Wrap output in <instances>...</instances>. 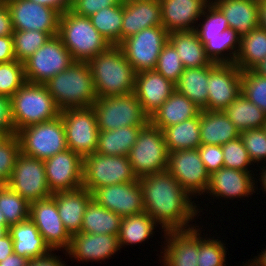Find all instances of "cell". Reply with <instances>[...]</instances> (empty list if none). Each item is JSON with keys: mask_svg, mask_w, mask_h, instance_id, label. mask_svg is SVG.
Returning <instances> with one entry per match:
<instances>
[{"mask_svg": "<svg viewBox=\"0 0 266 266\" xmlns=\"http://www.w3.org/2000/svg\"><path fill=\"white\" fill-rule=\"evenodd\" d=\"M51 197L56 201L61 221L70 236L81 232L83 215L92 193L82 186L53 193Z\"/></svg>", "mask_w": 266, "mask_h": 266, "instance_id": "484cf974", "label": "cell"}, {"mask_svg": "<svg viewBox=\"0 0 266 266\" xmlns=\"http://www.w3.org/2000/svg\"><path fill=\"white\" fill-rule=\"evenodd\" d=\"M198 152L206 170L210 174L224 167L222 146L214 144L200 145Z\"/></svg>", "mask_w": 266, "mask_h": 266, "instance_id": "816d5d0a", "label": "cell"}, {"mask_svg": "<svg viewBox=\"0 0 266 266\" xmlns=\"http://www.w3.org/2000/svg\"><path fill=\"white\" fill-rule=\"evenodd\" d=\"M144 127L126 126L110 131H99L96 153L106 156H128Z\"/></svg>", "mask_w": 266, "mask_h": 266, "instance_id": "e575fe53", "label": "cell"}, {"mask_svg": "<svg viewBox=\"0 0 266 266\" xmlns=\"http://www.w3.org/2000/svg\"><path fill=\"white\" fill-rule=\"evenodd\" d=\"M266 58V30L260 26L241 37L240 50L235 65L241 70H251Z\"/></svg>", "mask_w": 266, "mask_h": 266, "instance_id": "f35d334b", "label": "cell"}, {"mask_svg": "<svg viewBox=\"0 0 266 266\" xmlns=\"http://www.w3.org/2000/svg\"><path fill=\"white\" fill-rule=\"evenodd\" d=\"M169 32L163 26L145 28L125 39L118 46L135 73L155 70L162 48L167 44Z\"/></svg>", "mask_w": 266, "mask_h": 266, "instance_id": "30bf717a", "label": "cell"}, {"mask_svg": "<svg viewBox=\"0 0 266 266\" xmlns=\"http://www.w3.org/2000/svg\"><path fill=\"white\" fill-rule=\"evenodd\" d=\"M92 198L103 208L121 217L144 212L142 189L139 180L97 188Z\"/></svg>", "mask_w": 266, "mask_h": 266, "instance_id": "7402d4cb", "label": "cell"}, {"mask_svg": "<svg viewBox=\"0 0 266 266\" xmlns=\"http://www.w3.org/2000/svg\"><path fill=\"white\" fill-rule=\"evenodd\" d=\"M136 179L128 156H106L95 152L83 158V187L91 193L103 186Z\"/></svg>", "mask_w": 266, "mask_h": 266, "instance_id": "9c48e42d", "label": "cell"}, {"mask_svg": "<svg viewBox=\"0 0 266 266\" xmlns=\"http://www.w3.org/2000/svg\"><path fill=\"white\" fill-rule=\"evenodd\" d=\"M265 132H266V122L264 123V126H263Z\"/></svg>", "mask_w": 266, "mask_h": 266, "instance_id": "2644e50d", "label": "cell"}, {"mask_svg": "<svg viewBox=\"0 0 266 266\" xmlns=\"http://www.w3.org/2000/svg\"><path fill=\"white\" fill-rule=\"evenodd\" d=\"M29 218L52 251L62 253L68 250L71 236L61 221L56 201L52 197L31 203Z\"/></svg>", "mask_w": 266, "mask_h": 266, "instance_id": "ac0fdd59", "label": "cell"}, {"mask_svg": "<svg viewBox=\"0 0 266 266\" xmlns=\"http://www.w3.org/2000/svg\"><path fill=\"white\" fill-rule=\"evenodd\" d=\"M162 131L169 152L197 149L201 145L200 115L168 126Z\"/></svg>", "mask_w": 266, "mask_h": 266, "instance_id": "8d00e7d4", "label": "cell"}, {"mask_svg": "<svg viewBox=\"0 0 266 266\" xmlns=\"http://www.w3.org/2000/svg\"><path fill=\"white\" fill-rule=\"evenodd\" d=\"M175 84L156 70H147L135 74L134 94L143 111L152 114L172 95Z\"/></svg>", "mask_w": 266, "mask_h": 266, "instance_id": "603a6c76", "label": "cell"}, {"mask_svg": "<svg viewBox=\"0 0 266 266\" xmlns=\"http://www.w3.org/2000/svg\"><path fill=\"white\" fill-rule=\"evenodd\" d=\"M13 252V240L8 232L4 237L0 238V262Z\"/></svg>", "mask_w": 266, "mask_h": 266, "instance_id": "91938a15", "label": "cell"}, {"mask_svg": "<svg viewBox=\"0 0 266 266\" xmlns=\"http://www.w3.org/2000/svg\"><path fill=\"white\" fill-rule=\"evenodd\" d=\"M252 70L256 74L266 77V58L259 62L256 66H254Z\"/></svg>", "mask_w": 266, "mask_h": 266, "instance_id": "03108f58", "label": "cell"}, {"mask_svg": "<svg viewBox=\"0 0 266 266\" xmlns=\"http://www.w3.org/2000/svg\"><path fill=\"white\" fill-rule=\"evenodd\" d=\"M243 264L245 266H266V246L257 256H253V258L248 259Z\"/></svg>", "mask_w": 266, "mask_h": 266, "instance_id": "be15d7a7", "label": "cell"}, {"mask_svg": "<svg viewBox=\"0 0 266 266\" xmlns=\"http://www.w3.org/2000/svg\"><path fill=\"white\" fill-rule=\"evenodd\" d=\"M241 93L266 113V77L252 69L242 71Z\"/></svg>", "mask_w": 266, "mask_h": 266, "instance_id": "7dc6e473", "label": "cell"}, {"mask_svg": "<svg viewBox=\"0 0 266 266\" xmlns=\"http://www.w3.org/2000/svg\"><path fill=\"white\" fill-rule=\"evenodd\" d=\"M199 226V251H198V266H227L228 261L227 251L225 246L226 240H222V237L216 234L210 235V230H204V224L200 223ZM203 229V230H202ZM206 231V233H205ZM209 231V233H207ZM203 232V233H202ZM203 234V235H202ZM218 236V237H217ZM217 239H216V238ZM221 237V239H220ZM225 242V243H224ZM227 264V265H226Z\"/></svg>", "mask_w": 266, "mask_h": 266, "instance_id": "ab89813d", "label": "cell"}, {"mask_svg": "<svg viewBox=\"0 0 266 266\" xmlns=\"http://www.w3.org/2000/svg\"><path fill=\"white\" fill-rule=\"evenodd\" d=\"M29 204L52 196L43 160L20 153L6 184Z\"/></svg>", "mask_w": 266, "mask_h": 266, "instance_id": "5bb4252c", "label": "cell"}, {"mask_svg": "<svg viewBox=\"0 0 266 266\" xmlns=\"http://www.w3.org/2000/svg\"><path fill=\"white\" fill-rule=\"evenodd\" d=\"M9 232V228L0 224V238L4 237Z\"/></svg>", "mask_w": 266, "mask_h": 266, "instance_id": "003e7915", "label": "cell"}, {"mask_svg": "<svg viewBox=\"0 0 266 266\" xmlns=\"http://www.w3.org/2000/svg\"><path fill=\"white\" fill-rule=\"evenodd\" d=\"M89 18L92 25L111 45L121 43L123 1L119 5L102 8Z\"/></svg>", "mask_w": 266, "mask_h": 266, "instance_id": "60d3db41", "label": "cell"}, {"mask_svg": "<svg viewBox=\"0 0 266 266\" xmlns=\"http://www.w3.org/2000/svg\"><path fill=\"white\" fill-rule=\"evenodd\" d=\"M20 153V141L16 134L0 137V185L8 183Z\"/></svg>", "mask_w": 266, "mask_h": 266, "instance_id": "c3c4849f", "label": "cell"}, {"mask_svg": "<svg viewBox=\"0 0 266 266\" xmlns=\"http://www.w3.org/2000/svg\"><path fill=\"white\" fill-rule=\"evenodd\" d=\"M50 192L70 191L83 186V158L66 149L44 160Z\"/></svg>", "mask_w": 266, "mask_h": 266, "instance_id": "d6986e66", "label": "cell"}, {"mask_svg": "<svg viewBox=\"0 0 266 266\" xmlns=\"http://www.w3.org/2000/svg\"><path fill=\"white\" fill-rule=\"evenodd\" d=\"M224 167L245 172H257L241 137L222 145ZM251 166V167H250ZM252 169V170H251Z\"/></svg>", "mask_w": 266, "mask_h": 266, "instance_id": "f6af8a7d", "label": "cell"}, {"mask_svg": "<svg viewBox=\"0 0 266 266\" xmlns=\"http://www.w3.org/2000/svg\"><path fill=\"white\" fill-rule=\"evenodd\" d=\"M138 180L144 212L164 231L191 229L200 225L196 220L199 218L202 221L199 216L205 214L203 211L208 212V208L205 210L199 206L205 202L193 199L167 170Z\"/></svg>", "mask_w": 266, "mask_h": 266, "instance_id": "6da1fadb", "label": "cell"}, {"mask_svg": "<svg viewBox=\"0 0 266 266\" xmlns=\"http://www.w3.org/2000/svg\"><path fill=\"white\" fill-rule=\"evenodd\" d=\"M45 86L60 110L92 107L97 99L91 69L85 61H73Z\"/></svg>", "mask_w": 266, "mask_h": 266, "instance_id": "3957f363", "label": "cell"}, {"mask_svg": "<svg viewBox=\"0 0 266 266\" xmlns=\"http://www.w3.org/2000/svg\"><path fill=\"white\" fill-rule=\"evenodd\" d=\"M241 75L235 64H215L210 69L207 110L223 111L240 95Z\"/></svg>", "mask_w": 266, "mask_h": 266, "instance_id": "ffe728a7", "label": "cell"}, {"mask_svg": "<svg viewBox=\"0 0 266 266\" xmlns=\"http://www.w3.org/2000/svg\"><path fill=\"white\" fill-rule=\"evenodd\" d=\"M223 111L240 132L262 128L266 122V113L242 93Z\"/></svg>", "mask_w": 266, "mask_h": 266, "instance_id": "74e56055", "label": "cell"}, {"mask_svg": "<svg viewBox=\"0 0 266 266\" xmlns=\"http://www.w3.org/2000/svg\"><path fill=\"white\" fill-rule=\"evenodd\" d=\"M0 208L11 226L29 219L30 204L8 185H0Z\"/></svg>", "mask_w": 266, "mask_h": 266, "instance_id": "b9f144b4", "label": "cell"}, {"mask_svg": "<svg viewBox=\"0 0 266 266\" xmlns=\"http://www.w3.org/2000/svg\"><path fill=\"white\" fill-rule=\"evenodd\" d=\"M256 173L257 172H245L240 170H235L231 168L222 167L221 169L214 171L210 174V181L205 195L202 196L203 201L206 199L213 198L214 205L216 200H221V205H225V201L229 203L228 200H246L247 198H252L256 192ZM206 194L208 196H206ZM224 198V199H223ZM246 198V199H245ZM216 199V200H215ZM222 199L225 200L222 203ZM240 199V200H239ZM215 200V201H214Z\"/></svg>", "mask_w": 266, "mask_h": 266, "instance_id": "9a60e30c", "label": "cell"}, {"mask_svg": "<svg viewBox=\"0 0 266 266\" xmlns=\"http://www.w3.org/2000/svg\"><path fill=\"white\" fill-rule=\"evenodd\" d=\"M228 21V26L242 37L259 27V0H213Z\"/></svg>", "mask_w": 266, "mask_h": 266, "instance_id": "4316f807", "label": "cell"}, {"mask_svg": "<svg viewBox=\"0 0 266 266\" xmlns=\"http://www.w3.org/2000/svg\"><path fill=\"white\" fill-rule=\"evenodd\" d=\"M15 60L12 36H0V63Z\"/></svg>", "mask_w": 266, "mask_h": 266, "instance_id": "6f0895ef", "label": "cell"}, {"mask_svg": "<svg viewBox=\"0 0 266 266\" xmlns=\"http://www.w3.org/2000/svg\"><path fill=\"white\" fill-rule=\"evenodd\" d=\"M14 31L36 30L51 37L58 34L61 13L30 0H5Z\"/></svg>", "mask_w": 266, "mask_h": 266, "instance_id": "2e32d148", "label": "cell"}, {"mask_svg": "<svg viewBox=\"0 0 266 266\" xmlns=\"http://www.w3.org/2000/svg\"><path fill=\"white\" fill-rule=\"evenodd\" d=\"M13 32L9 9L5 0H0V36H12Z\"/></svg>", "mask_w": 266, "mask_h": 266, "instance_id": "9f6ffc18", "label": "cell"}, {"mask_svg": "<svg viewBox=\"0 0 266 266\" xmlns=\"http://www.w3.org/2000/svg\"><path fill=\"white\" fill-rule=\"evenodd\" d=\"M9 234L13 240L14 253L29 261L52 252L30 218L9 226Z\"/></svg>", "mask_w": 266, "mask_h": 266, "instance_id": "83f0119b", "label": "cell"}, {"mask_svg": "<svg viewBox=\"0 0 266 266\" xmlns=\"http://www.w3.org/2000/svg\"><path fill=\"white\" fill-rule=\"evenodd\" d=\"M265 165V166H264ZM257 173H256V191L263 193V195L266 193V164H262L257 168ZM260 169V170H259ZM259 171V173H258ZM258 175V176H257ZM260 175V176H259ZM258 178V179H257ZM259 181V182H258ZM259 183V184H258ZM261 187H260V186ZM260 187V188H259ZM259 188V189H258ZM260 190V191H259Z\"/></svg>", "mask_w": 266, "mask_h": 266, "instance_id": "6125c7cd", "label": "cell"}, {"mask_svg": "<svg viewBox=\"0 0 266 266\" xmlns=\"http://www.w3.org/2000/svg\"><path fill=\"white\" fill-rule=\"evenodd\" d=\"M30 1L53 8L59 11L61 14H63L67 10H70L71 6L66 0H30Z\"/></svg>", "mask_w": 266, "mask_h": 266, "instance_id": "680465c9", "label": "cell"}, {"mask_svg": "<svg viewBox=\"0 0 266 266\" xmlns=\"http://www.w3.org/2000/svg\"><path fill=\"white\" fill-rule=\"evenodd\" d=\"M201 145H220L240 137V131L224 111L200 112Z\"/></svg>", "mask_w": 266, "mask_h": 266, "instance_id": "4dcf8cb0", "label": "cell"}, {"mask_svg": "<svg viewBox=\"0 0 266 266\" xmlns=\"http://www.w3.org/2000/svg\"><path fill=\"white\" fill-rule=\"evenodd\" d=\"M212 63L234 64L240 50L241 37L234 29L220 32V36L199 37Z\"/></svg>", "mask_w": 266, "mask_h": 266, "instance_id": "836d02e7", "label": "cell"}, {"mask_svg": "<svg viewBox=\"0 0 266 266\" xmlns=\"http://www.w3.org/2000/svg\"><path fill=\"white\" fill-rule=\"evenodd\" d=\"M92 108L99 131L126 126L145 127L150 122L134 93L97 98Z\"/></svg>", "mask_w": 266, "mask_h": 266, "instance_id": "52a82bcc", "label": "cell"}, {"mask_svg": "<svg viewBox=\"0 0 266 266\" xmlns=\"http://www.w3.org/2000/svg\"><path fill=\"white\" fill-rule=\"evenodd\" d=\"M167 171L193 199H203L201 197L208 188L210 173L200 158L198 148L169 152Z\"/></svg>", "mask_w": 266, "mask_h": 266, "instance_id": "7c38bea8", "label": "cell"}, {"mask_svg": "<svg viewBox=\"0 0 266 266\" xmlns=\"http://www.w3.org/2000/svg\"><path fill=\"white\" fill-rule=\"evenodd\" d=\"M259 26L266 30V0H259Z\"/></svg>", "mask_w": 266, "mask_h": 266, "instance_id": "e7e4bbea", "label": "cell"}, {"mask_svg": "<svg viewBox=\"0 0 266 266\" xmlns=\"http://www.w3.org/2000/svg\"><path fill=\"white\" fill-rule=\"evenodd\" d=\"M240 137L254 165L259 167L260 164H266V132L264 128L242 131Z\"/></svg>", "mask_w": 266, "mask_h": 266, "instance_id": "681fc988", "label": "cell"}, {"mask_svg": "<svg viewBox=\"0 0 266 266\" xmlns=\"http://www.w3.org/2000/svg\"><path fill=\"white\" fill-rule=\"evenodd\" d=\"M29 260L25 257L12 253L0 262V266H27Z\"/></svg>", "mask_w": 266, "mask_h": 266, "instance_id": "94428289", "label": "cell"}, {"mask_svg": "<svg viewBox=\"0 0 266 266\" xmlns=\"http://www.w3.org/2000/svg\"><path fill=\"white\" fill-rule=\"evenodd\" d=\"M16 135L20 141L21 153L39 160H47L67 149L61 116L27 126L19 130Z\"/></svg>", "mask_w": 266, "mask_h": 266, "instance_id": "ba28073f", "label": "cell"}, {"mask_svg": "<svg viewBox=\"0 0 266 266\" xmlns=\"http://www.w3.org/2000/svg\"><path fill=\"white\" fill-rule=\"evenodd\" d=\"M70 52L56 35L50 37L31 57L23 62L28 82L45 84L73 63Z\"/></svg>", "mask_w": 266, "mask_h": 266, "instance_id": "4fadbf2b", "label": "cell"}, {"mask_svg": "<svg viewBox=\"0 0 266 266\" xmlns=\"http://www.w3.org/2000/svg\"><path fill=\"white\" fill-rule=\"evenodd\" d=\"M200 109L194 102L175 90L172 95L152 114L150 123L163 130L185 120L198 117Z\"/></svg>", "mask_w": 266, "mask_h": 266, "instance_id": "f1b7e54d", "label": "cell"}, {"mask_svg": "<svg viewBox=\"0 0 266 266\" xmlns=\"http://www.w3.org/2000/svg\"><path fill=\"white\" fill-rule=\"evenodd\" d=\"M58 251H52L50 254L36 258L34 260H30L27 266H69L67 261L62 259V255L60 257ZM67 264V265H66Z\"/></svg>", "mask_w": 266, "mask_h": 266, "instance_id": "11a10c76", "label": "cell"}, {"mask_svg": "<svg viewBox=\"0 0 266 266\" xmlns=\"http://www.w3.org/2000/svg\"><path fill=\"white\" fill-rule=\"evenodd\" d=\"M26 82L24 65L18 60L0 63V95L11 98Z\"/></svg>", "mask_w": 266, "mask_h": 266, "instance_id": "bcb514c9", "label": "cell"}, {"mask_svg": "<svg viewBox=\"0 0 266 266\" xmlns=\"http://www.w3.org/2000/svg\"><path fill=\"white\" fill-rule=\"evenodd\" d=\"M168 42L179 54L184 68H199L212 64L195 30L171 32Z\"/></svg>", "mask_w": 266, "mask_h": 266, "instance_id": "1f68e13d", "label": "cell"}, {"mask_svg": "<svg viewBox=\"0 0 266 266\" xmlns=\"http://www.w3.org/2000/svg\"><path fill=\"white\" fill-rule=\"evenodd\" d=\"M50 37L47 32L42 31H14L12 38L15 60L23 63L44 45Z\"/></svg>", "mask_w": 266, "mask_h": 266, "instance_id": "7bdbcfd3", "label": "cell"}, {"mask_svg": "<svg viewBox=\"0 0 266 266\" xmlns=\"http://www.w3.org/2000/svg\"><path fill=\"white\" fill-rule=\"evenodd\" d=\"M70 5H72L76 0H66Z\"/></svg>", "mask_w": 266, "mask_h": 266, "instance_id": "89a4df30", "label": "cell"}, {"mask_svg": "<svg viewBox=\"0 0 266 266\" xmlns=\"http://www.w3.org/2000/svg\"><path fill=\"white\" fill-rule=\"evenodd\" d=\"M66 145L82 158L96 152L99 128L92 107L66 108L60 111Z\"/></svg>", "mask_w": 266, "mask_h": 266, "instance_id": "8fae6325", "label": "cell"}, {"mask_svg": "<svg viewBox=\"0 0 266 266\" xmlns=\"http://www.w3.org/2000/svg\"><path fill=\"white\" fill-rule=\"evenodd\" d=\"M207 0H160L162 25L169 32L195 30Z\"/></svg>", "mask_w": 266, "mask_h": 266, "instance_id": "d4e9b609", "label": "cell"}, {"mask_svg": "<svg viewBox=\"0 0 266 266\" xmlns=\"http://www.w3.org/2000/svg\"><path fill=\"white\" fill-rule=\"evenodd\" d=\"M15 134L12 117L10 98L0 95V136Z\"/></svg>", "mask_w": 266, "mask_h": 266, "instance_id": "db71d44e", "label": "cell"}, {"mask_svg": "<svg viewBox=\"0 0 266 266\" xmlns=\"http://www.w3.org/2000/svg\"><path fill=\"white\" fill-rule=\"evenodd\" d=\"M10 101L15 134L27 126L47 122L60 116L61 110L45 84L26 81Z\"/></svg>", "mask_w": 266, "mask_h": 266, "instance_id": "277c9868", "label": "cell"}, {"mask_svg": "<svg viewBox=\"0 0 266 266\" xmlns=\"http://www.w3.org/2000/svg\"><path fill=\"white\" fill-rule=\"evenodd\" d=\"M87 63L91 69L97 98L134 92L136 73L118 45H111Z\"/></svg>", "mask_w": 266, "mask_h": 266, "instance_id": "7a4b0ae2", "label": "cell"}, {"mask_svg": "<svg viewBox=\"0 0 266 266\" xmlns=\"http://www.w3.org/2000/svg\"><path fill=\"white\" fill-rule=\"evenodd\" d=\"M198 22L195 29L198 37L220 36V32L229 28L224 14L213 2L205 6Z\"/></svg>", "mask_w": 266, "mask_h": 266, "instance_id": "ee69618b", "label": "cell"}, {"mask_svg": "<svg viewBox=\"0 0 266 266\" xmlns=\"http://www.w3.org/2000/svg\"><path fill=\"white\" fill-rule=\"evenodd\" d=\"M155 26H163L160 0H123L121 42Z\"/></svg>", "mask_w": 266, "mask_h": 266, "instance_id": "cb8c5ba5", "label": "cell"}, {"mask_svg": "<svg viewBox=\"0 0 266 266\" xmlns=\"http://www.w3.org/2000/svg\"><path fill=\"white\" fill-rule=\"evenodd\" d=\"M122 217L103 208L93 198L83 215L81 233L118 235Z\"/></svg>", "mask_w": 266, "mask_h": 266, "instance_id": "d590c367", "label": "cell"}, {"mask_svg": "<svg viewBox=\"0 0 266 266\" xmlns=\"http://www.w3.org/2000/svg\"><path fill=\"white\" fill-rule=\"evenodd\" d=\"M0 224L6 226V227H8V228H9V226H10V225L6 222V219H5L4 214L1 212V208H0Z\"/></svg>", "mask_w": 266, "mask_h": 266, "instance_id": "a7ac6f4b", "label": "cell"}, {"mask_svg": "<svg viewBox=\"0 0 266 266\" xmlns=\"http://www.w3.org/2000/svg\"><path fill=\"white\" fill-rule=\"evenodd\" d=\"M160 252L156 256L160 266H198L199 225L187 230L164 232Z\"/></svg>", "mask_w": 266, "mask_h": 266, "instance_id": "e0dca14e", "label": "cell"}, {"mask_svg": "<svg viewBox=\"0 0 266 266\" xmlns=\"http://www.w3.org/2000/svg\"><path fill=\"white\" fill-rule=\"evenodd\" d=\"M120 253L118 235L76 233L63 255L74 262H97L100 264ZM113 256V257H112ZM69 257V258H68Z\"/></svg>", "mask_w": 266, "mask_h": 266, "instance_id": "44dd1931", "label": "cell"}, {"mask_svg": "<svg viewBox=\"0 0 266 266\" xmlns=\"http://www.w3.org/2000/svg\"><path fill=\"white\" fill-rule=\"evenodd\" d=\"M123 0H76L70 11L75 15L90 17L102 8L119 5Z\"/></svg>", "mask_w": 266, "mask_h": 266, "instance_id": "f5cc1de1", "label": "cell"}, {"mask_svg": "<svg viewBox=\"0 0 266 266\" xmlns=\"http://www.w3.org/2000/svg\"><path fill=\"white\" fill-rule=\"evenodd\" d=\"M158 228L160 232L157 230ZM156 232L161 234L160 239L163 238L165 231L146 212L122 217L118 234L120 249H125L128 245H131V247L132 245L136 246V244L141 246L142 243L145 245L150 238L151 241L152 239L156 240V237L153 238V236H156Z\"/></svg>", "mask_w": 266, "mask_h": 266, "instance_id": "f546056e", "label": "cell"}, {"mask_svg": "<svg viewBox=\"0 0 266 266\" xmlns=\"http://www.w3.org/2000/svg\"><path fill=\"white\" fill-rule=\"evenodd\" d=\"M184 69L179 54L175 48L167 42L161 50L155 70L175 84Z\"/></svg>", "mask_w": 266, "mask_h": 266, "instance_id": "f907efd6", "label": "cell"}, {"mask_svg": "<svg viewBox=\"0 0 266 266\" xmlns=\"http://www.w3.org/2000/svg\"><path fill=\"white\" fill-rule=\"evenodd\" d=\"M215 64L212 63L199 68H185L175 83V90L186 96L202 110H207L208 90L206 86L210 69Z\"/></svg>", "mask_w": 266, "mask_h": 266, "instance_id": "d6a6232c", "label": "cell"}, {"mask_svg": "<svg viewBox=\"0 0 266 266\" xmlns=\"http://www.w3.org/2000/svg\"><path fill=\"white\" fill-rule=\"evenodd\" d=\"M128 158L137 179L166 171L169 151L163 131L149 122L140 130Z\"/></svg>", "mask_w": 266, "mask_h": 266, "instance_id": "8992f818", "label": "cell"}, {"mask_svg": "<svg viewBox=\"0 0 266 266\" xmlns=\"http://www.w3.org/2000/svg\"><path fill=\"white\" fill-rule=\"evenodd\" d=\"M57 36L74 61L88 62L111 46L89 17L75 15L70 10L61 14Z\"/></svg>", "mask_w": 266, "mask_h": 266, "instance_id": "5b68a950", "label": "cell"}]
</instances>
